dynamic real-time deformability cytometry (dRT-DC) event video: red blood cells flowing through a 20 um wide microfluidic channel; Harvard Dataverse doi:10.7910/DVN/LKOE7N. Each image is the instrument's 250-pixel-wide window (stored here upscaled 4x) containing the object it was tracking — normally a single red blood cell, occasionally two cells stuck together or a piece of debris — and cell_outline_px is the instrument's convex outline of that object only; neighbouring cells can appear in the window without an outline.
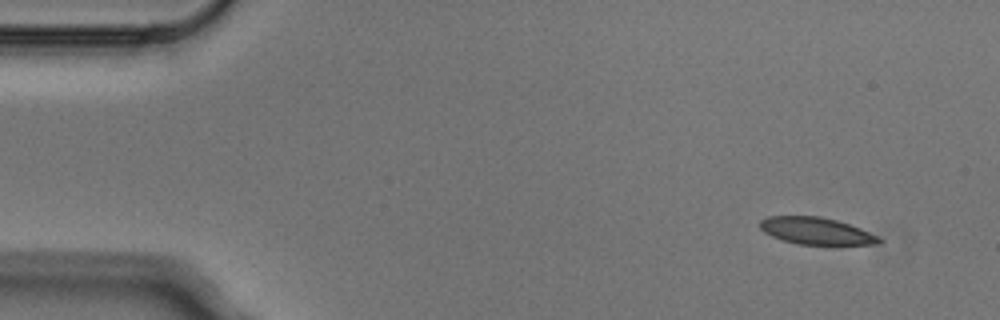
{"species": "Egyptian fruit bat (a non-hibernating species)", "species_latin": "Rousettus aegyptiacus", "temperature_condition": "cold", "stored_images_in_passage": 4, "camera_frame_rate_fps": 3000, "um_per_image_px": 0.085, "animal": {"sex": "male"}, "frame": {"image": 1, "passage_image": 1, "time_ms": 0.0, "image_size_px": [1000, 320], "cell_outline_px": [[884, 240], [880, 244], [840, 248], [796, 244], [772, 236], [764, 232], [760, 228], [760, 220], [768, 216], [820, 216], [836, 220], [860, 228], [880, 236]], "centroid_in_image_um": [69.51, 19.7], "position_along_channel_um": 15.5, "area_um2": 19.88}}
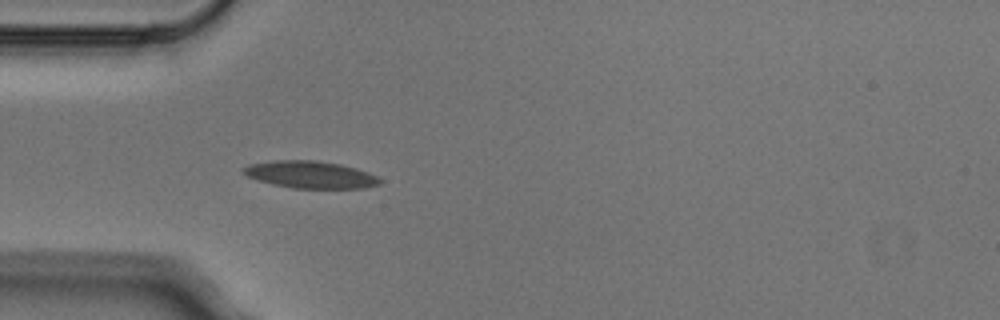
{"frame": {"image": 2, "passage_image": 4, "time_ms": 1.0, "image_size_px": [1000, 320], "cell_outline_px": [[384, 180], [380, 184], [364, 188], [292, 188], [272, 184], [256, 180], [248, 176], [244, 172], [244, 168], [248, 164], [276, 160], [316, 160], [340, 164], [356, 168], [368, 172]], "centroid_in_image_um": [26.41, 14.84], "position_along_channel_um": 58.6, "area_um2": 21.62}}